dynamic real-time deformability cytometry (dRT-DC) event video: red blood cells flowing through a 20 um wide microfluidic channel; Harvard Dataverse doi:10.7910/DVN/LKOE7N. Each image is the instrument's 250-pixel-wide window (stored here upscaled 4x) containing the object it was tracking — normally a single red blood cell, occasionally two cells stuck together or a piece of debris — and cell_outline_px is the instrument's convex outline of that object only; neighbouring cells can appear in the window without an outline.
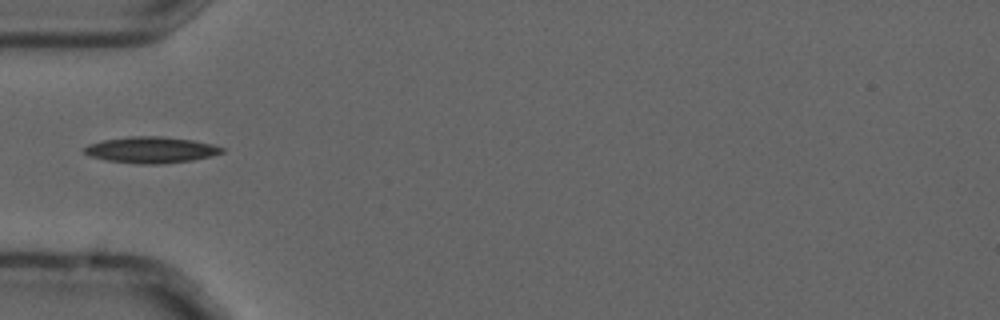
{"species": "common noctule bat (a hibernating species)", "species_latin": "Nyctalus noctula", "temperature_condition": "cold", "stored_images_in_passage": 4, "camera_frame_rate_fps": 3000, "um_per_image_px": 0.085, "animal": {"sex": "male", "forearm_length_mm": 52.5}, "frame": {"image": 1, "passage_image": 4, "time_ms": 1.0, "image_size_px": [1000, 320], "cell_outline_px": [[224, 152], [212, 156], [192, 160], [160, 164], [140, 164], [104, 160], [88, 156], [84, 152], [84, 148], [88, 144], [104, 140], [128, 136], [160, 136], [192, 140], [212, 144], [224, 148]], "centroid_in_image_um": [12.82, 12.74], "position_along_channel_um": 72.2, "area_um2": 21.1}}